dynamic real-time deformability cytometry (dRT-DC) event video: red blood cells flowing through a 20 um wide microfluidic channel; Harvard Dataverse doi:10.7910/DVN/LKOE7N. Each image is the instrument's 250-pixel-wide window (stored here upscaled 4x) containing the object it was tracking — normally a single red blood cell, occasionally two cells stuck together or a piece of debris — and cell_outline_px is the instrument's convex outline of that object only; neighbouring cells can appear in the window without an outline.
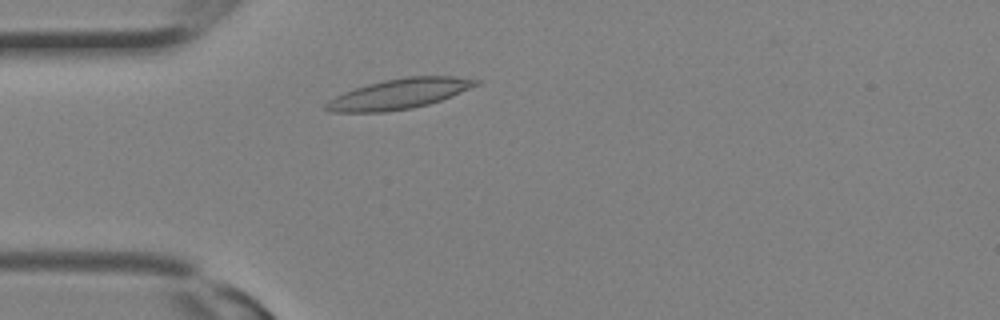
{"species": "Egyptian fruit bat (a non-hibernating species)", "species_latin": "Rousettus aegyptiacus", "temperature_condition": "room temperature", "stored_images_in_passage": 14, "camera_frame_rate_fps": 3000, "um_per_image_px": 0.085, "animal": {"sex": "female"}, "frame": {"image": 1, "passage_image": 4, "time_ms": 1.0, "image_size_px": [1000, 320], "cell_outline_px": [[480, 84], [452, 96], [428, 104], [412, 108], [384, 112], [328, 112], [324, 108], [324, 104], [328, 100], [344, 92], [368, 84], [384, 80], [408, 76], [452, 76], [480, 80]], "centroid_in_image_um": [33.92, 7.98], "position_along_channel_um": 51.1, "area_um2": 26.3}}
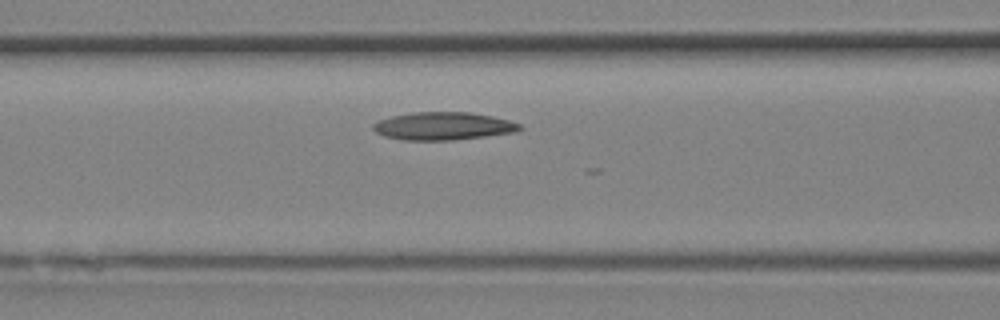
{"frame": {"image": 2, "passage_image": 8, "time_ms": 2.333, "image_size_px": [1000, 320], "cell_outline_px": [[524, 128], [516, 132], [452, 140], [404, 140], [384, 136], [376, 132], [372, 128], [372, 124], [380, 120], [392, 116], [412, 112], [472, 112], [492, 116], [508, 120], [520, 124]], "centroid_in_image_um": [37.68, 10.71], "position_along_channel_um": 128.9, "area_um2": 23.76}}
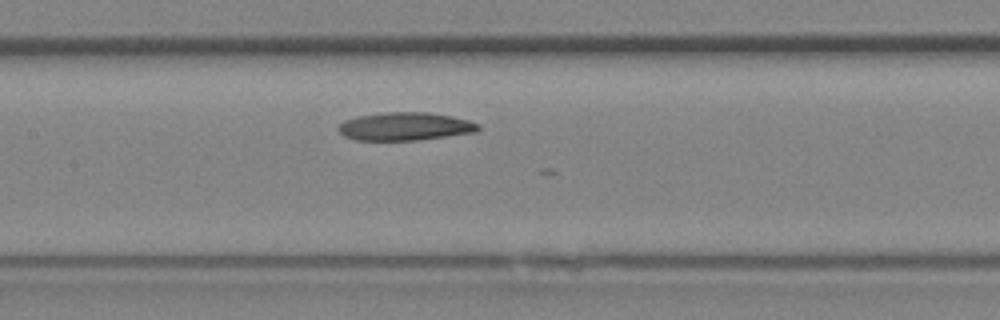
{"frame": {"image": 3, "passage_image": 10, "time_ms": 3.0, "image_size_px": [1000, 320], "cell_outline_px": [[480, 128], [476, 132], [420, 140], [356, 140], [344, 136], [336, 128], [344, 120], [356, 116], [380, 112], [428, 112], [452, 116], [468, 120], [480, 124]], "centroid_in_image_um": [34.42, 10.74], "position_along_channel_um": 173.0, "area_um2": 23.12}}